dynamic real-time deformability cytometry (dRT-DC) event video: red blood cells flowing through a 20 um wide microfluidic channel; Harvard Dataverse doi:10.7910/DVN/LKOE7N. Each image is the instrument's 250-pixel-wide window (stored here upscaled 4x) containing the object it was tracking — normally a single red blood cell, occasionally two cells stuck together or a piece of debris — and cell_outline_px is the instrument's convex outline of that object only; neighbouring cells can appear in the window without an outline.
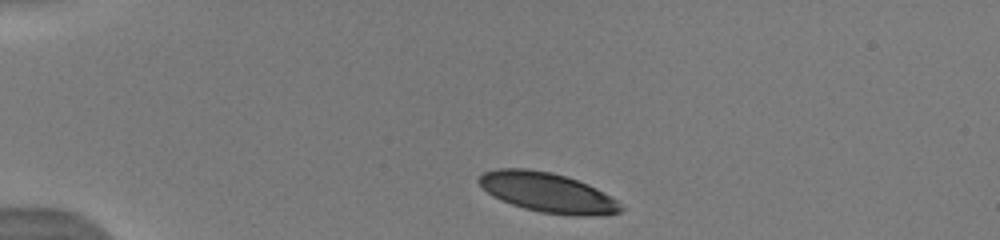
{"species": "human", "species_latin": "Homo sapiens", "temperature_condition": "warm", "stored_images_in_passage": 9, "camera_frame_rate_fps": 3000, "um_per_image_px": 0.085, "donor": {"sex": "male"}, "frame": {"image": 1, "passage_image": 1, "time_ms": 0.0, "image_size_px": [1000, 240], "cell_outline_px": [[624, 208], [620, 212], [588, 216], [572, 216], [540, 212], [524, 208], [500, 200], [492, 196], [476, 180], [484, 172], [496, 168], [528, 168], [552, 172], [568, 176], [588, 184], [596, 188], [616, 200]], "centroid_in_image_um": [46.52, 16.35], "position_along_channel_um": 38.5, "area_um2": 32.89}}